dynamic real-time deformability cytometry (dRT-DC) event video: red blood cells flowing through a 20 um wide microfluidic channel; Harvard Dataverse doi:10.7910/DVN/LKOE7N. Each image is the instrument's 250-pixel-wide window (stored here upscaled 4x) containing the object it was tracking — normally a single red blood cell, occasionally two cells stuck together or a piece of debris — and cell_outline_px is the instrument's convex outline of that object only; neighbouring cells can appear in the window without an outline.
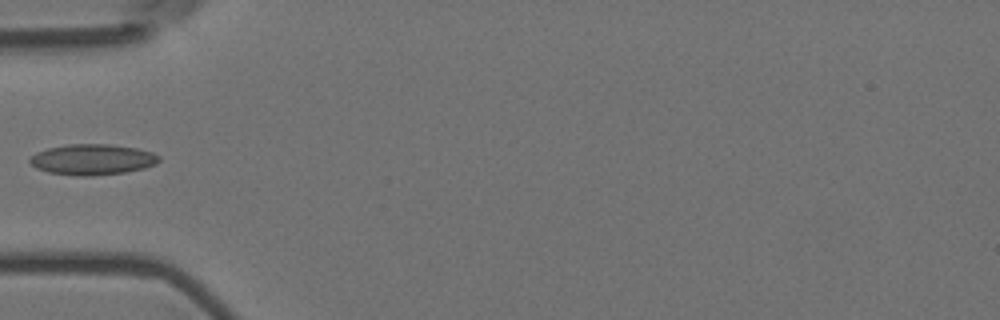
{"species": "Egyptian fruit bat (a non-hibernating species)", "species_latin": "Rousettus aegyptiacus", "temperature_condition": "room temperature", "stored_images_in_passage": 4, "camera_frame_rate_fps": 3000, "um_per_image_px": 0.085, "animal": {"sex": "female"}, "frame": {"image": 1, "passage_image": 4, "time_ms": 1.0, "image_size_px": [1000, 320], "cell_outline_px": [[160, 160], [156, 164], [144, 168], [124, 172], [92, 176], [80, 176], [48, 172], [36, 168], [28, 160], [36, 152], [48, 148], [68, 144], [108, 144], [136, 148], [152, 152], [160, 156]], "centroid_in_image_um": [7.86, 13.55], "position_along_channel_um": 77.1, "area_um2": 23.06}}